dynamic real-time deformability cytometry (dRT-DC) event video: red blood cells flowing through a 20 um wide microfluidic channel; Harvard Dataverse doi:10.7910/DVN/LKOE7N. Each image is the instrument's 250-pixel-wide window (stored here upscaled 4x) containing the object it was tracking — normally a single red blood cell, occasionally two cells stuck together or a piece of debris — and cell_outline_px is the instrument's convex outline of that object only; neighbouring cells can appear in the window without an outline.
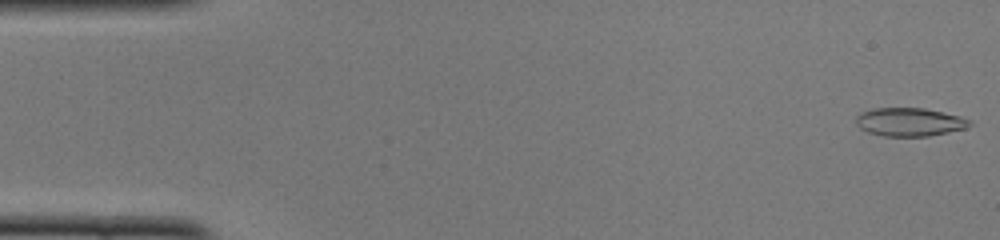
{"species": "common noctule bat (a hibernating species)", "species_latin": "Nyctalus noctula", "temperature_condition": "cold", "stored_images_in_passage": 50, "camera_frame_rate_fps": 3000, "um_per_image_px": 0.085, "animal": {"sex": "female", "body_mass_g": 22.0, "forearm_length_mm": 56.7}, "frame": {"image": 1, "passage_image": 1, "time_ms": 0.0, "image_size_px": [1000, 240], "cell_outline_px": [[972, 124], [964, 128], [948, 132], [928, 136], [884, 136], [868, 132], [860, 128], [856, 124], [856, 116], [860, 112], [872, 108], [924, 108], [960, 116], [972, 120]], "centroid_in_image_um": [77.29, 10.36], "position_along_channel_um": 7.7, "area_um2": 18.79}}
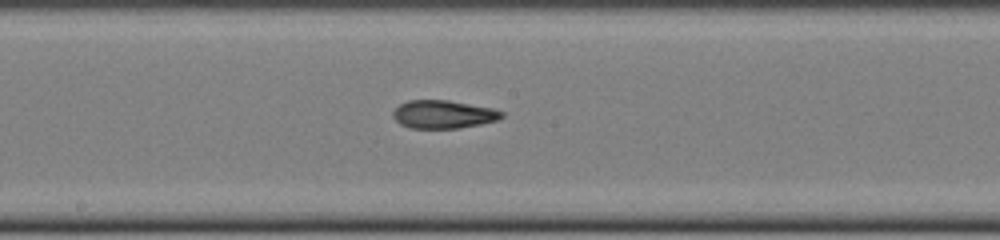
{"frame": {"image": 2, "passage_image": 26, "time_ms": 8.333, "image_size_px": [1000, 240], "cell_outline_px": [[504, 116], [496, 120], [480, 124], [460, 128], [408, 128], [400, 124], [392, 116], [392, 112], [400, 104], [408, 100], [448, 100], [492, 108], [504, 112]], "centroid_in_image_um": [37.66, 9.72], "position_along_channel_um": 210.5, "area_um2": 17.8}}
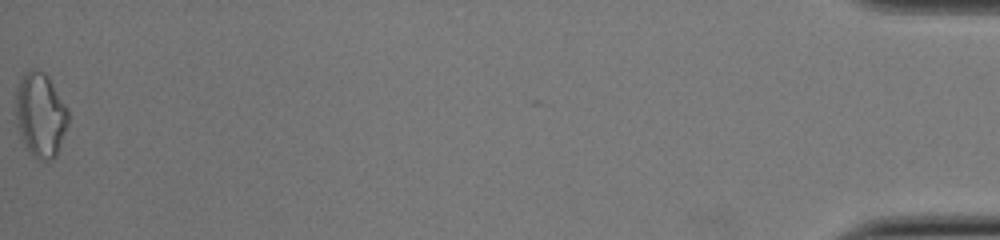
{"frame": {"image": 3, "passage_image": 50, "time_ms": 16.333, "image_size_px": [1000, 240], "cell_outline_px": [[68, 124], [56, 156], [52, 160], [36, 160], [28, 152], [24, 144], [16, 124], [16, 88], [20, 80], [28, 68], [32, 68], [44, 72], [48, 76], [68, 108]], "centroid_in_image_um": [3.43, 9.77], "position_along_channel_um": 431.8, "area_um2": 26.07}, "authors_computed_cell_mechanics": {"area_um2": 18.6983, "velocity_mm_per_s": 4.0146, "shape_relaxation_time_tau1_ms": null, "shape_relaxation_time_tau2_ms": 2.6169, "deformation_change_tau1": null, "deformation_change_tau2": 0.1086}}